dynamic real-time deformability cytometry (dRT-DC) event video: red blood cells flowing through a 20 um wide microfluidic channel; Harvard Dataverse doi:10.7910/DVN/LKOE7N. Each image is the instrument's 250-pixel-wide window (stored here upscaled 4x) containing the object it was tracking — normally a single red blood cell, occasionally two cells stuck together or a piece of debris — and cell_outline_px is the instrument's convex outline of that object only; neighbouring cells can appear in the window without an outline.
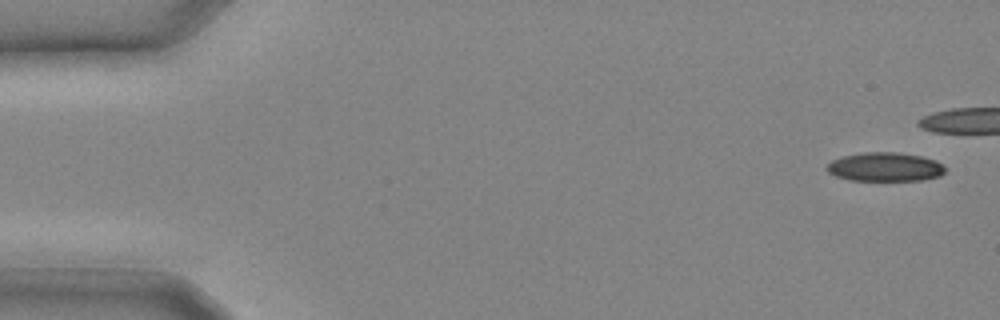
{"species": "common noctule bat (a hibernating species)", "species_latin": "Nyctalus noctula", "temperature_condition": "cold", "stored_images_in_passage": 11, "camera_frame_rate_fps": 3000, "um_per_image_px": 0.085, "animal": {"sex": "male", "body_mass_g": 20.4}, "frame": {"image": 1, "passage_image": 1, "time_ms": 0.0, "image_size_px": [1000, 320], "cell_outline_px": [[948, 168], [940, 176], [924, 180], [848, 180], [836, 176], [828, 172], [824, 168], [832, 160], [844, 156], [860, 152], [900, 152], [920, 156], [936, 160]], "centroid_in_image_um": [75.24, 14.18], "position_along_channel_um": 9.8, "area_um2": 20.11}}
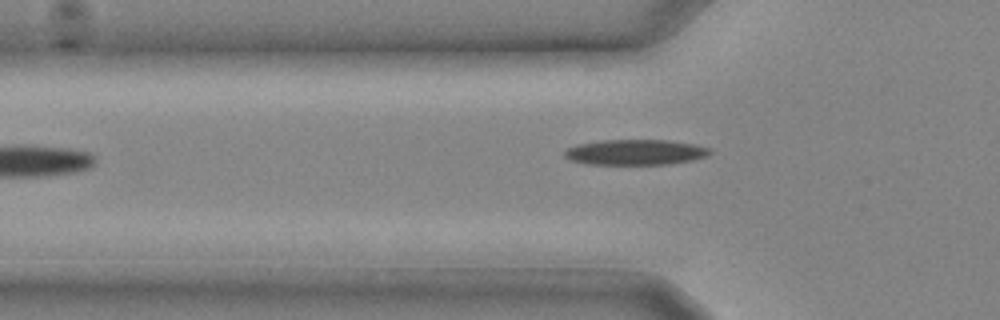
{"frame": {"image": 2, "passage_image": 11, "time_ms": 3.333, "image_size_px": [1000, 320], "cell_outline_px": [[712, 152], [708, 156], [692, 160], [672, 164], [584, 164], [568, 160], [564, 156], [564, 152], [568, 148], [576, 144], [600, 140], [668, 140], [696, 144], [712, 148]], "centroid_in_image_um": [54.02, 12.94], "position_along_channel_um": 71.8, "area_um2": 21.91}}